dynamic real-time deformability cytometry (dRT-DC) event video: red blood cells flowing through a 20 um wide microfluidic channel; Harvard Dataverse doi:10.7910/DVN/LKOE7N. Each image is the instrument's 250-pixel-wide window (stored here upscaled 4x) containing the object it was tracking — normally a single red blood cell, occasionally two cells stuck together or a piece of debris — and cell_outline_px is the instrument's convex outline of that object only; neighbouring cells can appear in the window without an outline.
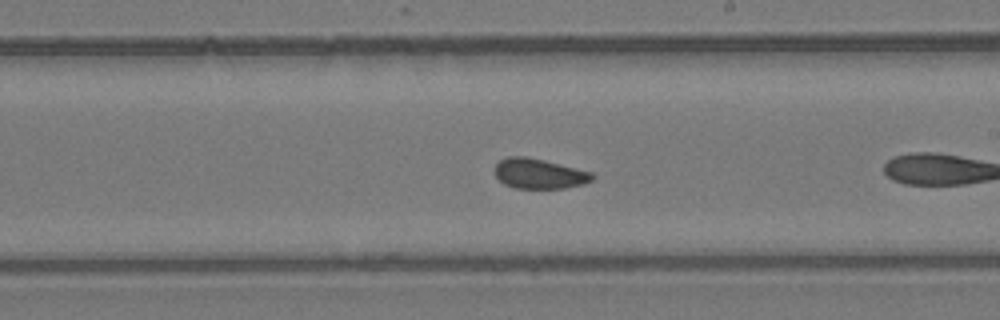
{"species": "common noctule bat (a hibernating species)", "species_latin": "Nyctalus noctula", "temperature_condition": "room temperature", "stored_images_in_passage": 23, "camera_frame_rate_fps": 3000, "um_per_image_px": 0.085, "animal": {"sex": "female", "body_mass_g": 24.6, "forearm_length_mm": 56.2}, "frame": {"image": 1, "passage_image": 14, "time_ms": 4.333, "image_size_px": [1000, 320], "cell_outline_px": [[596, 176], [592, 180], [584, 184], [564, 188], [516, 188], [504, 184], [496, 176], [496, 164], [500, 160], [508, 156], [528, 156], [592, 172]], "centroid_in_image_um": [45.85, 14.76], "position_along_channel_um": 243.2, "area_um2": 17.05}}
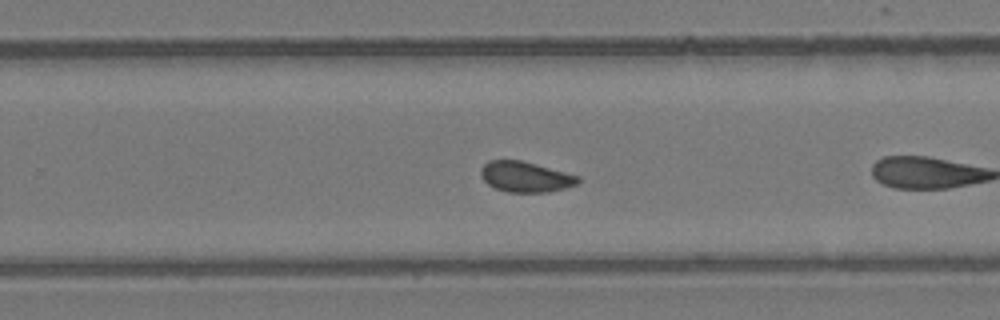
{"frame": {"image": 2, "passage_image": 17, "time_ms": 5.333, "image_size_px": [1000, 320], "cell_outline_px": [[580, 180], [576, 184], [564, 188], [548, 192], [508, 192], [496, 188], [488, 184], [480, 176], [480, 168], [488, 160], [520, 160], [536, 164], [580, 176]], "centroid_in_image_um": [44.64, 15.02], "position_along_channel_um": 285.2, "area_um2": 17.22}}